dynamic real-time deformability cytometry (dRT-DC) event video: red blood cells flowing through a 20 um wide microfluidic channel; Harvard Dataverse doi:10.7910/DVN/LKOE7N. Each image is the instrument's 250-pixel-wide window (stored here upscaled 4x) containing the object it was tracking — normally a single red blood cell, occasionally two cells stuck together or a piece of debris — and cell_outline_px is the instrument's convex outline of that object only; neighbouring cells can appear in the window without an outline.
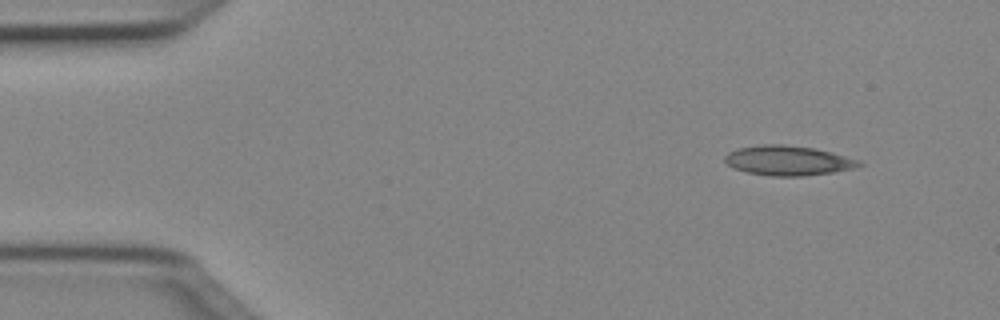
{"species": "Egyptian fruit bat (a non-hibernating species)", "species_latin": "Rousettus aegyptiacus", "temperature_condition": "cold", "stored_images_in_passage": 45, "camera_frame_rate_fps": 3000, "um_per_image_px": 0.085, "animal": {"sex": "female"}, "frame": {"image": 1, "passage_image": 1, "time_ms": 0.0, "image_size_px": [1000, 320], "cell_outline_px": [[864, 164], [856, 168], [832, 172], [804, 176], [772, 176], [748, 172], [732, 168], [724, 160], [724, 156], [728, 152], [736, 148], [760, 144], [784, 144], [812, 148], [832, 152], [860, 160]], "centroid_in_image_um": [66.98, 13.64], "position_along_channel_um": 18.0, "area_um2": 23.41}}
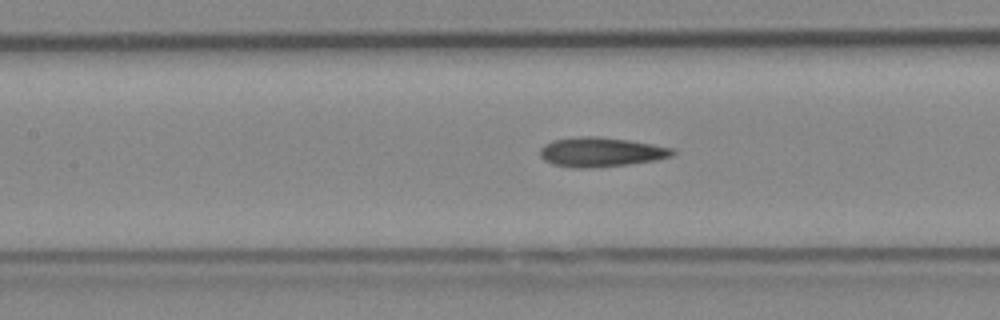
{"frame": {"image": 2, "passage_image": 18, "time_ms": 5.667, "image_size_px": [1000, 320], "cell_outline_px": [[676, 152], [672, 156], [656, 160], [628, 164], [588, 168], [576, 168], [552, 164], [544, 160], [540, 156], [540, 148], [544, 144], [552, 140], [584, 136], [596, 136], [628, 140], [676, 148]], "centroid_in_image_um": [51.09, 12.92], "position_along_channel_um": 156.3, "area_um2": 22.77}}
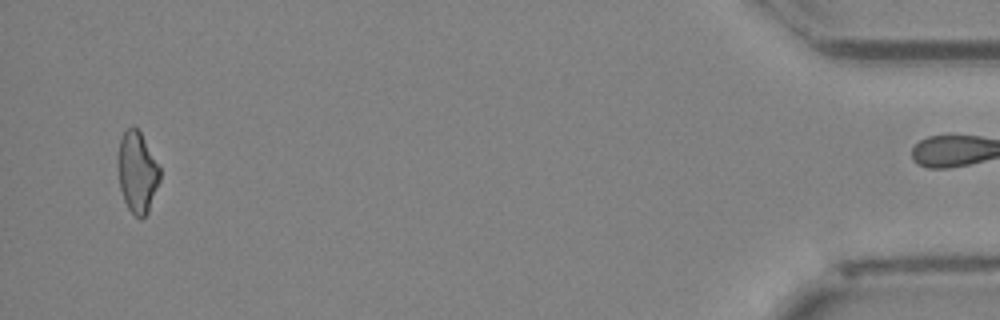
{"frame": {"image": 3, "passage_image": 44, "time_ms": 14.333, "image_size_px": [1000, 320], "cell_outline_px": [[160, 180], [148, 212], [140, 220], [128, 208], [124, 200], [120, 188], [120, 140], [124, 132], [132, 124], [140, 132], [160, 168]], "centroid_in_image_um": [11.7, 14.66], "position_along_channel_um": 423.5, "area_um2": 19.13}, "authors_computed_cell_mechanics": {"area_um2": 21.7906, "velocity_mm_per_s": 4.0459, "shape_relaxation_time_tau1_ms": null, "shape_relaxation_time_tau2_ms": 3.3609, "deformation_change_tau1": null, "deformation_change_tau2": 0.1424}}